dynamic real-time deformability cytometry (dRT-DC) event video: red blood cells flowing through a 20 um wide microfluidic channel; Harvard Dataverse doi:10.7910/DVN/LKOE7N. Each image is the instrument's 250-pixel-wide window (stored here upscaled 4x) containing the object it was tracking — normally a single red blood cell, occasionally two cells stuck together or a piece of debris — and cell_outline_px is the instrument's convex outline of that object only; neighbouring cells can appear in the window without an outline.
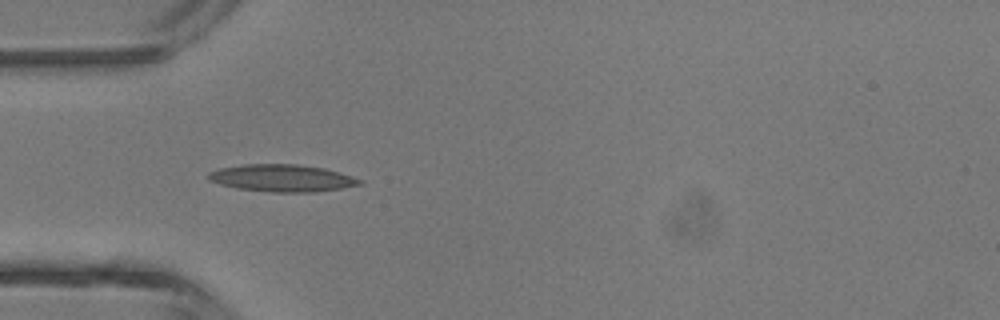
{"species": "common noctule bat (a hibernating species)", "species_latin": "Nyctalus noctula", "temperature_condition": "room temperature", "stored_images_in_passage": 32, "camera_frame_rate_fps": 3000, "um_per_image_px": 0.085, "animal": {"sex": "male", "body_mass_g": 13.3}, "frame": {"image": 1, "passage_image": 1, "time_ms": 0.0, "image_size_px": [1000, 320], "cell_outline_px": [[364, 184], [316, 192], [272, 192], [236, 188], [220, 184], [208, 180], [208, 172], [220, 168], [244, 164], [296, 164], [324, 168], [364, 180]], "centroid_in_image_um": [23.97, 15.14], "position_along_channel_um": 61.0, "area_um2": 23.93}}
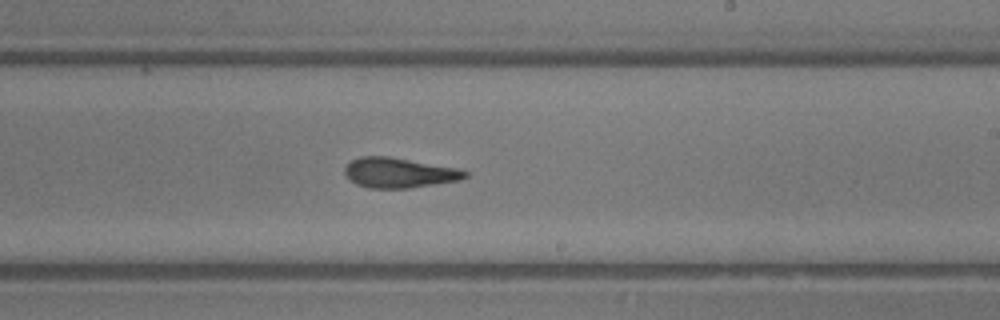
{"frame": {"image": 2, "passage_image": 14, "time_ms": 4.333, "image_size_px": [1000, 320], "cell_outline_px": [[468, 176], [460, 180], [408, 188], [368, 188], [356, 184], [344, 172], [344, 168], [352, 160], [360, 156], [388, 156], [460, 168], [468, 172]], "centroid_in_image_um": [33.95, 14.68], "position_along_channel_um": 255.1, "area_um2": 21.04}}
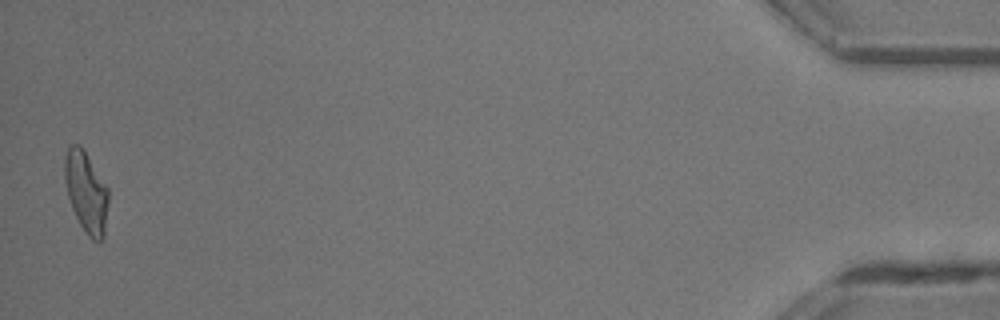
{"frame": {"image": 3, "passage_image": 32, "time_ms": 10.333, "image_size_px": [1000, 320], "cell_outline_px": [[108, 204], [104, 236], [100, 240], [92, 240], [88, 236], [80, 224], [72, 208], [68, 196], [64, 180], [64, 156], [68, 148], [72, 144], [80, 144], [108, 188]], "centroid_in_image_um": [7.31, 16.31], "position_along_channel_um": 427.9, "area_um2": 20.52}, "authors_computed_cell_mechanics": {"area_um2": 20.8658, "velocity_mm_per_s": 4.5164, "shape_relaxation_time_tau1_ms": 5.3471, "shape_relaxation_time_tau2_ms": 2.1006, "deformation_change_tau1": 0.2076, "deformation_change_tau2": 0.1251}}